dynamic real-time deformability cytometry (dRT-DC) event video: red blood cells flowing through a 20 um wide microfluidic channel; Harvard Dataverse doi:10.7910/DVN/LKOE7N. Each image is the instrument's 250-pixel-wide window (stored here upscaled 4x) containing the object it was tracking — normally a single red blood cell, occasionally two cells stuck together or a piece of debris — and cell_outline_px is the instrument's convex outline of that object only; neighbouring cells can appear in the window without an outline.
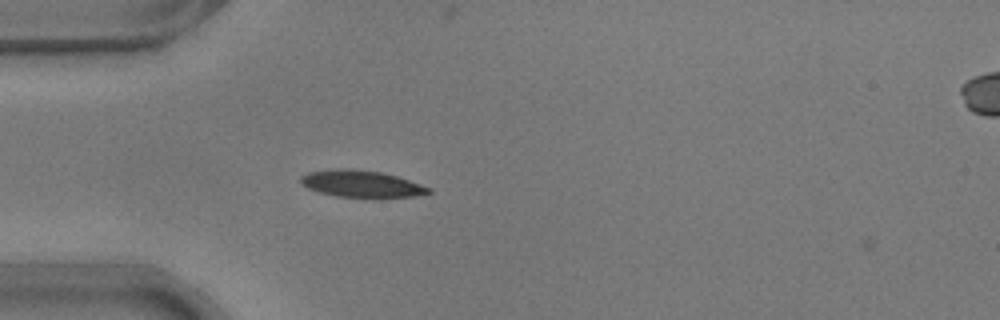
{"species": "common noctule bat (a hibernating species)", "species_latin": "Nyctalus noctula", "temperature_condition": "warm", "stored_images_in_passage": 40, "camera_frame_rate_fps": 3000, "um_per_image_px": 0.085, "animal": {"sex": "male", "body_mass_g": 17.9}, "frame": {"image": 1, "passage_image": 1, "time_ms": 0.0, "image_size_px": [1000, 320], "cell_outline_px": [[432, 192], [416, 196], [380, 200], [336, 196], [320, 192], [308, 188], [300, 184], [300, 176], [308, 172], [340, 168], [352, 168], [380, 172], [396, 176], [432, 188]], "centroid_in_image_um": [30.76, 15.66], "position_along_channel_um": 54.2, "area_um2": 20.75}}
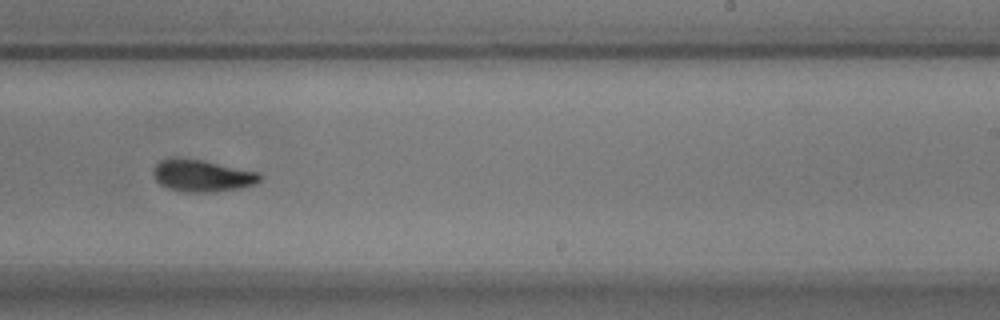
{"frame": {"image": 2, "passage_image": 19, "time_ms": 6.0, "image_size_px": [1000, 320], "cell_outline_px": [[264, 176], [256, 184], [240, 188], [216, 192], [180, 192], [168, 188], [160, 184], [156, 180], [152, 172], [152, 168], [160, 160], [176, 156], [204, 160], [260, 172]], "centroid_in_image_um": [17.18, 14.92], "position_along_channel_um": 271.8, "area_um2": 20.46}}
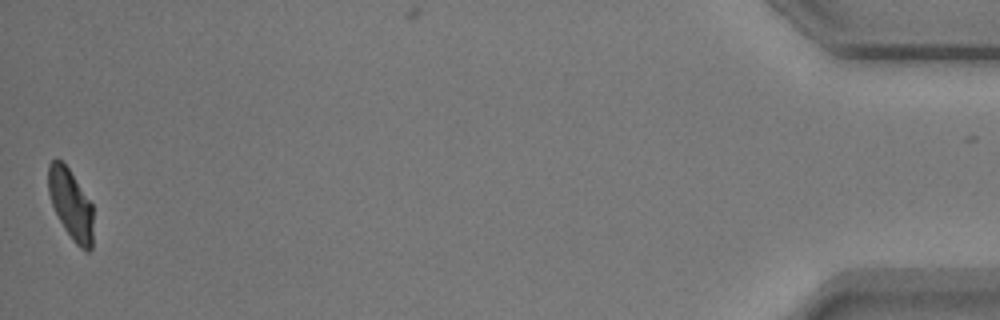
{"frame": {"image": 3, "passage_image": 39, "time_ms": 12.667, "image_size_px": [1000, 320], "cell_outline_px": [[92, 248], [88, 252], [80, 248], [72, 240], [64, 228], [52, 204], [48, 192], [48, 164], [52, 160], [60, 160], [68, 168], [92, 204]], "centroid_in_image_um": [6.01, 17.38], "position_along_channel_um": 429.2, "area_um2": 18.09}, "authors_computed_cell_mechanics": {"area_um2": 19.6809, "velocity_mm_per_s": 3.7388, "shape_relaxation_time_tau1_ms": 3.6713, "shape_relaxation_time_tau2_ms": 1.9546, "deformation_change_tau1": 0.1739, "deformation_change_tau2": 0.0721}}